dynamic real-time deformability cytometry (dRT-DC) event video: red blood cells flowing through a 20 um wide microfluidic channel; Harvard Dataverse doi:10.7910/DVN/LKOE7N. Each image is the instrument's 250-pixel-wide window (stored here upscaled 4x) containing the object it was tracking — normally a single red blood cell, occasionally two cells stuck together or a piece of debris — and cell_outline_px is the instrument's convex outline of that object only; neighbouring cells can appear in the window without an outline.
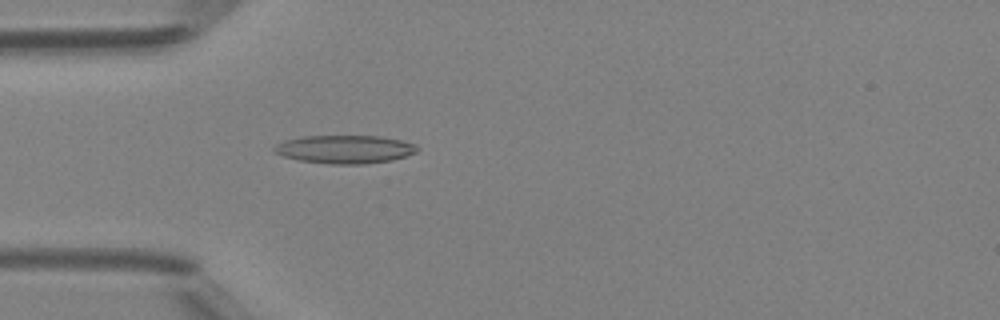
{"species": "Egyptian fruit bat (a non-hibernating species)", "species_latin": "Rousettus aegyptiacus", "temperature_condition": "room temperature", "stored_images_in_passage": 49, "camera_frame_rate_fps": 3000, "um_per_image_px": 0.085, "animal": {"sex": "female"}, "frame": {"image": 1, "passage_image": 15, "time_ms": 4.667, "image_size_px": [1000, 320], "cell_outline_px": [[420, 148], [416, 152], [392, 160], [364, 164], [332, 164], [300, 160], [284, 156], [276, 152], [272, 148], [276, 144], [284, 140], [304, 136], [380, 136], [400, 140], [416, 144]], "centroid_in_image_um": [29.32, 12.68], "position_along_channel_um": 55.7, "area_um2": 23.41}}
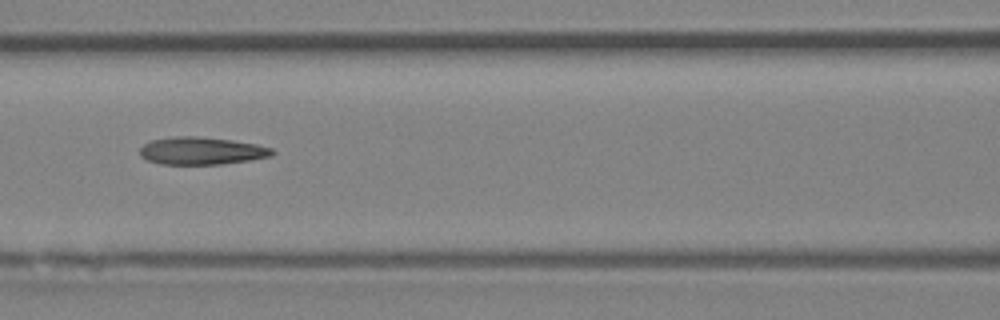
{"frame": {"image": 2, "passage_image": 22, "time_ms": 7.0, "image_size_px": [1000, 320], "cell_outline_px": [[276, 152], [272, 156], [248, 160], [220, 164], [160, 164], [148, 160], [140, 156], [140, 148], [144, 144], [152, 140], [176, 136], [196, 136], [232, 140], [256, 144], [272, 148]], "centroid_in_image_um": [17.14, 12.82], "position_along_channel_um": 149.5, "area_um2": 21.15}}
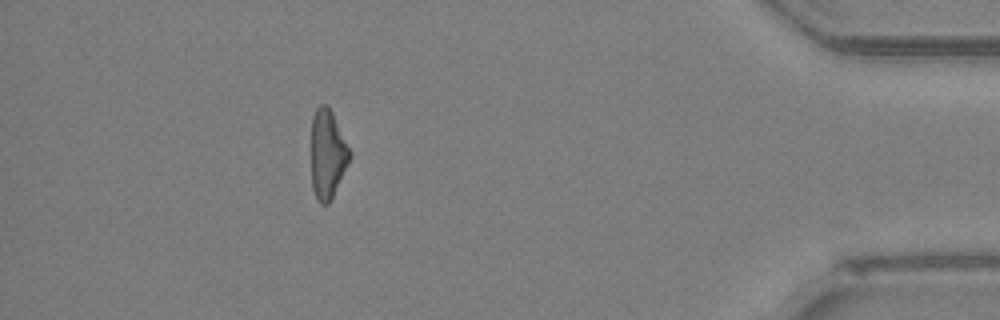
{"frame": {"image": 3, "passage_image": 44, "time_ms": 14.333, "image_size_px": [1000, 320], "cell_outline_px": [[352, 152], [348, 164], [328, 204], [320, 204], [316, 200], [312, 188], [312, 116], [316, 108], [320, 104], [328, 104]], "centroid_in_image_um": [27.84, 13.08], "position_along_channel_um": 407.4, "area_um2": 19.88}, "authors_computed_cell_mechanics": {"area_um2": 21.5594, "velocity_mm_per_s": 4.267, "shape_relaxation_time_tau1_ms": null, "shape_relaxation_time_tau2_ms": 4.5847, "deformation_change_tau1": null, "deformation_change_tau2": 0.1594}}